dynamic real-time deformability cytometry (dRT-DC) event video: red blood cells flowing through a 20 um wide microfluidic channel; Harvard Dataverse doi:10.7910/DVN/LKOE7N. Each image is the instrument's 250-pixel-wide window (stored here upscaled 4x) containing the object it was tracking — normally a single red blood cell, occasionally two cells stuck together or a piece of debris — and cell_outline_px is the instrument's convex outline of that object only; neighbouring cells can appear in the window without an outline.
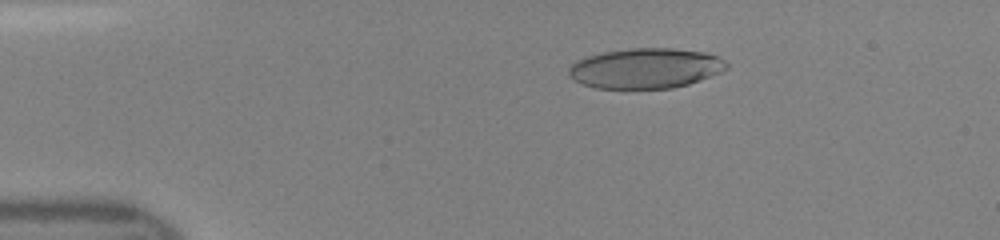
{"species": "human", "species_latin": "Homo sapiens", "temperature_condition": "room temperature", "stored_images_in_passage": 19, "camera_frame_rate_fps": 3000, "um_per_image_px": 0.085, "donor": {"sex": "female"}, "frame": {"image": 1, "passage_image": 4, "time_ms": 1.0, "image_size_px": [1000, 240], "cell_outline_px": [[728, 68], [720, 72], [700, 80], [688, 84], [672, 88], [596, 88], [584, 84], [568, 76], [568, 68], [572, 64], [588, 56], [604, 52], [632, 48], [672, 48], [704, 52], [720, 56], [728, 64]], "centroid_in_image_um": [54.91, 5.8], "position_along_channel_um": 30.1, "area_um2": 36.76}}
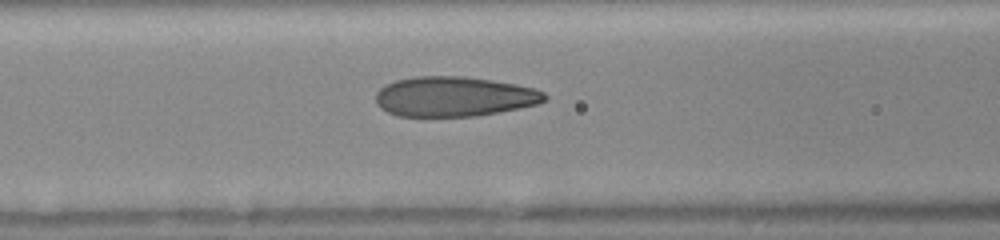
{"frame": {"image": 2, "passage_image": 12, "time_ms": 3.667, "image_size_px": [1000, 240], "cell_outline_px": [[548, 96], [544, 100], [536, 104], [520, 108], [476, 116], [396, 116], [380, 108], [376, 104], [376, 92], [380, 88], [396, 80], [416, 76], [464, 76], [492, 80], [516, 84], [536, 88], [544, 92]], "centroid_in_image_um": [38.6, 8.2], "position_along_channel_um": 128.0, "area_um2": 39.36}}
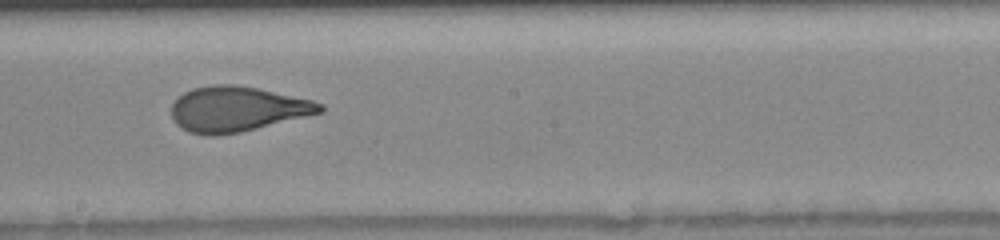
{"frame": {"image": 3, "passage_image": 17, "time_ms": 5.333, "image_size_px": [1000, 240], "cell_outline_px": [[324, 112], [240, 132], [216, 136], [212, 136], [188, 132], [176, 124], [172, 120], [172, 104], [184, 92], [192, 88], [212, 84], [232, 84], [256, 88], [312, 100], [324, 104]], "centroid_in_image_um": [20.14, 9.27], "position_along_channel_um": 228.1, "area_um2": 39.02}}